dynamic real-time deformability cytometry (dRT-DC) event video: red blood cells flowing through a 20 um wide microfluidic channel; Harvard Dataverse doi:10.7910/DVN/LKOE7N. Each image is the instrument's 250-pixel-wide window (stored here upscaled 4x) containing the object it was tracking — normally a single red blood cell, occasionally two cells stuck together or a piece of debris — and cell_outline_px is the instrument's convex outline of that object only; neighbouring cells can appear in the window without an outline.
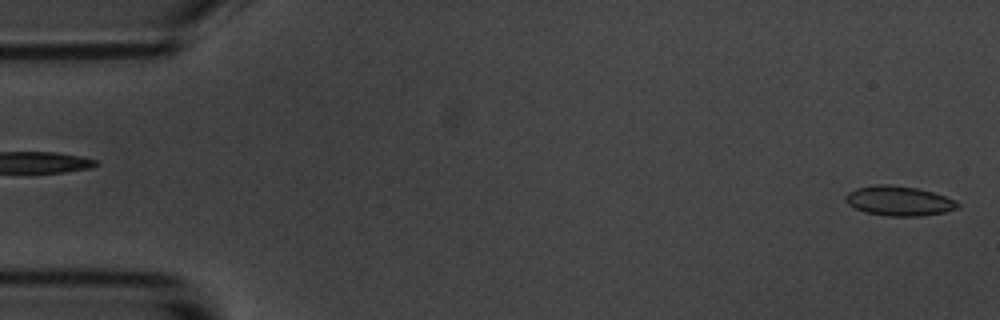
{"species": "common noctule bat (a hibernating species)", "species_latin": "Nyctalus noctula", "temperature_condition": "room temperature", "stored_images_in_passage": 56, "camera_frame_rate_fps": 3000, "um_per_image_px": 0.085, "animal": {"sex": "male", "body_mass_g": 20.1, "forearm_length_mm": 53.5}, "frame": {"image": 1, "passage_image": 2, "time_ms": 0.333, "image_size_px": [1000, 320], "cell_outline_px": [[960, 208], [944, 212], [920, 216], [884, 216], [864, 212], [848, 204], [844, 200], [844, 196], [848, 192], [856, 188], [876, 184], [888, 184], [916, 188], [932, 192], [956, 200], [960, 204]], "centroid_in_image_um": [76.39, 17.08], "position_along_channel_um": 8.6, "area_um2": 19.54}}
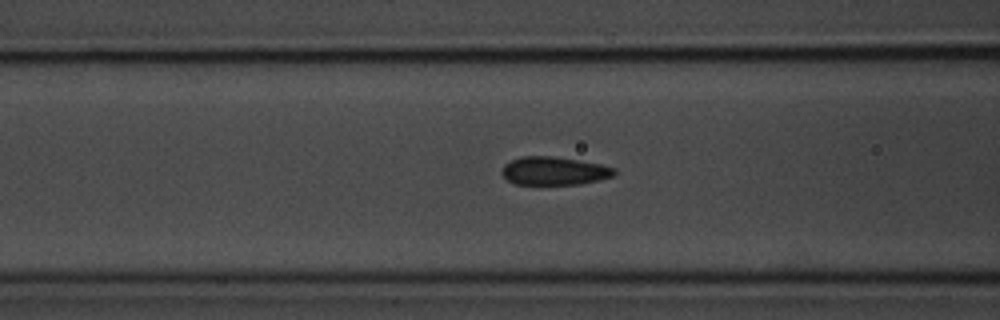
{"frame": {"image": 2, "passage_image": 22, "time_ms": 7.0, "image_size_px": [1000, 320], "cell_outline_px": [[616, 172], [612, 176], [580, 184], [512, 184], [500, 172], [504, 164], [520, 156], [552, 156], [600, 164], [616, 168]], "centroid_in_image_um": [47.06, 14.52], "position_along_channel_um": 119.5, "area_um2": 18.38}}
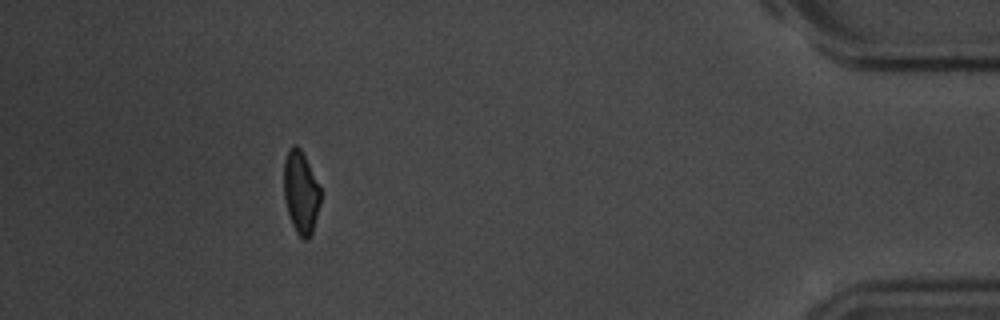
{"frame": {"image": 3, "passage_image": 51, "time_ms": 16.667, "image_size_px": [1000, 320], "cell_outline_px": [[320, 204], [312, 232], [308, 240], [304, 240], [296, 232], [292, 224], [284, 200], [284, 160], [288, 148], [292, 144], [296, 144], [300, 148], [320, 188]], "centroid_in_image_um": [25.55, 16.34], "position_along_channel_um": 409.6, "area_um2": 17.51}, "authors_computed_cell_mechanics": {"area_um2": 18.8717, "velocity_mm_per_s": 3.599, "shape_relaxation_time_tau1_ms": 4.2044, "shape_relaxation_time_tau2_ms": 0.9972, "deformation_change_tau1": 0.0969, "deformation_change_tau2": 0.0628}}